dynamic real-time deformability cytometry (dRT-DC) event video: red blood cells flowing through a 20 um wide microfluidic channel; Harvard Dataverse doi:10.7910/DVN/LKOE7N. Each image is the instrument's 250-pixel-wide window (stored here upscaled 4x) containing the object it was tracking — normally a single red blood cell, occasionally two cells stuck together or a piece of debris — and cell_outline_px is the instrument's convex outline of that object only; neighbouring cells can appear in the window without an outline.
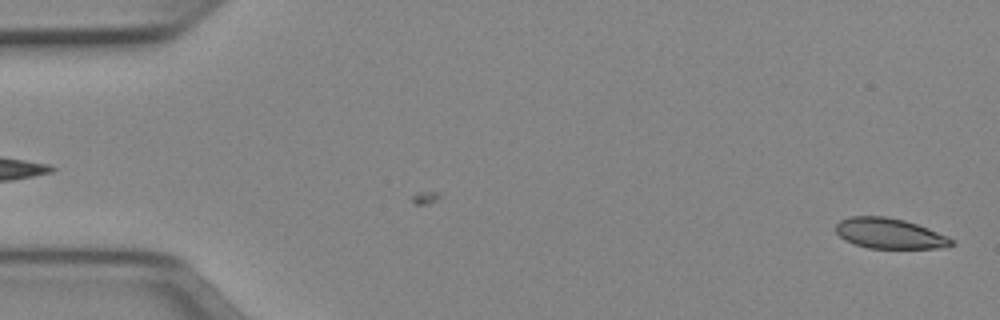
{"species": "Egyptian fruit bat (a non-hibernating species)", "species_latin": "Rousettus aegyptiacus", "temperature_condition": "cold", "stored_images_in_passage": 50, "camera_frame_rate_fps": 3000, "um_per_image_px": 0.085, "animal": {"sex": "female"}, "frame": {"image": 1, "passage_image": 1, "time_ms": 0.0, "image_size_px": [1000, 320], "cell_outline_px": [[956, 244], [936, 248], [868, 248], [844, 240], [836, 232], [836, 224], [840, 220], [852, 216], [884, 216], [904, 220], [928, 228], [948, 236], [956, 240]], "centroid_in_image_um": [75.63, 19.84], "position_along_channel_um": 9.4, "area_um2": 20.46}}
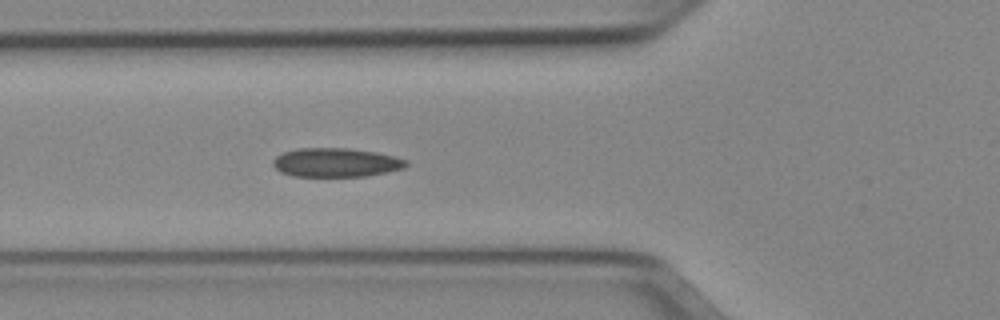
{"frame": {"image": 2, "passage_image": 18, "time_ms": 5.667, "image_size_px": [1000, 320], "cell_outline_px": [[408, 164], [404, 168], [368, 176], [292, 176], [280, 172], [272, 164], [272, 160], [276, 156], [284, 152], [296, 148], [348, 148], [376, 152], [408, 160]], "centroid_in_image_um": [28.54, 13.81], "position_along_channel_um": 97.3, "area_um2": 22.48}}
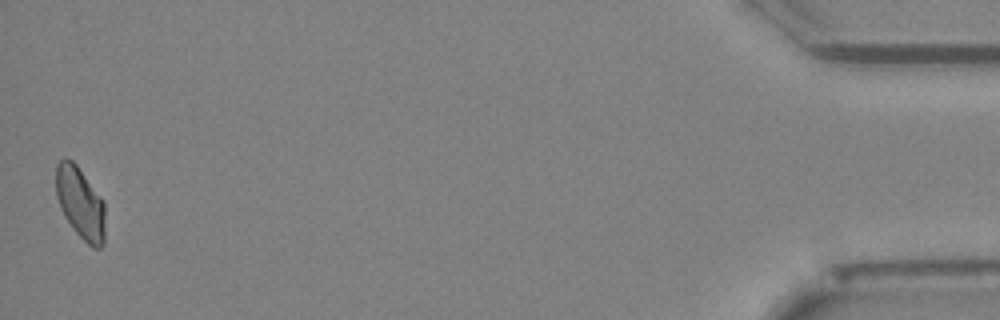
{"frame": {"image": 3, "passage_image": 50, "time_ms": 16.333, "image_size_px": [1000, 320], "cell_outline_px": [[104, 244], [100, 248], [92, 248], [72, 228], [64, 216], [60, 208], [56, 196], [56, 164], [64, 156], [72, 160], [76, 164], [104, 200]], "centroid_in_image_um": [6.82, 17.24], "position_along_channel_um": 428.4, "area_um2": 20.75}, "authors_computed_cell_mechanics": {"area_um2": 21.5305, "velocity_mm_per_s": 3.9643, "shape_relaxation_time_tau1_ms": null, "shape_relaxation_time_tau2_ms": 3.3956, "deformation_change_tau1": null, "deformation_change_tau2": 0.077}}